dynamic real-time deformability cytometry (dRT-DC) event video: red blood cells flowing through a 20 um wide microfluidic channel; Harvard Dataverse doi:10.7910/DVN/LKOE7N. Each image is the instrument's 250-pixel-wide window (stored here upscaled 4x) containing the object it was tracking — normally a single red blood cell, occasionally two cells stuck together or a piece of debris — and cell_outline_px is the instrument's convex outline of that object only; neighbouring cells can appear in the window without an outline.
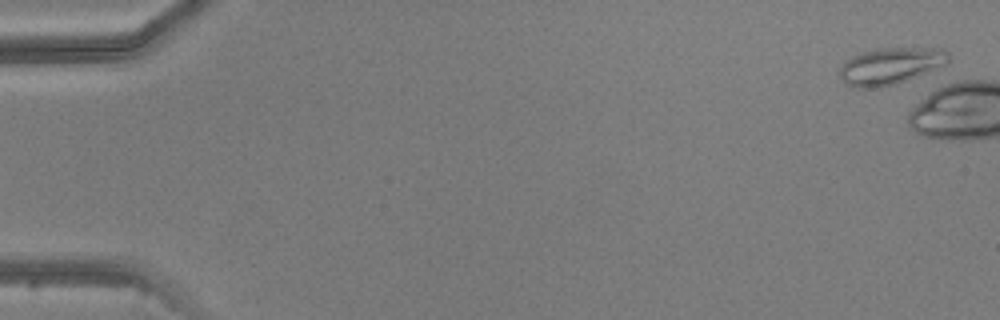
{"species": "common noctule bat (a hibernating species)", "species_latin": "Nyctalus noctula", "temperature_condition": "warm", "stored_images_in_passage": 7, "camera_frame_rate_fps": 3000, "um_per_image_px": 0.085, "animal": {"sex": "male", "body_mass_g": 20.5, "forearm_length_mm": 52.5}, "frame": {"image": 1, "passage_image": 1, "time_ms": 0.0, "image_size_px": [1000, 320], "cell_outline_px": [[948, 64], [904, 80], [892, 84], [868, 88], [852, 88], [844, 84], [840, 76], [840, 68], [844, 60], [852, 56], [876, 48], [944, 48], [948, 52]], "centroid_in_image_um": [75.65, 5.59], "position_along_channel_um": 9.3, "area_um2": 23.12}}